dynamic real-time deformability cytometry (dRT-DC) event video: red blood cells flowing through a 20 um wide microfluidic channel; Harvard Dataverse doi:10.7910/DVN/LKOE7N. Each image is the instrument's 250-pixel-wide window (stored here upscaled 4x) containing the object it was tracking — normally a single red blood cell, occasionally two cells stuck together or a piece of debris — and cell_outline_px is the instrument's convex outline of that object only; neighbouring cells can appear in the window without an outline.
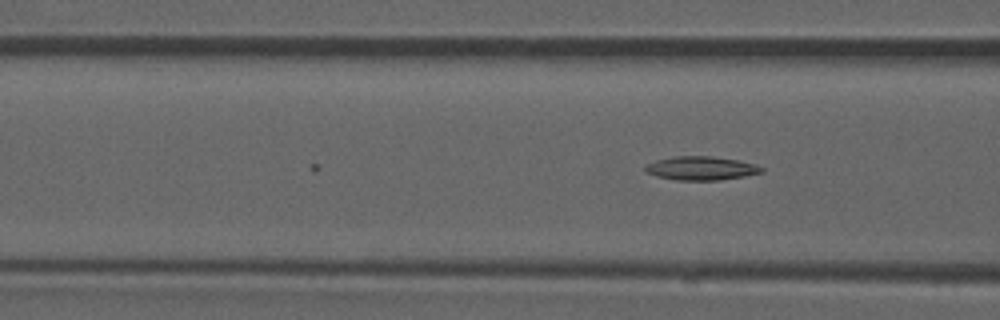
{"species": "common noctule bat (a hibernating species)", "species_latin": "Nyctalus noctula", "temperature_condition": "room temperature", "stored_images_in_passage": 5, "camera_frame_rate_fps": 3000, "um_per_image_px": 0.085, "animal": {"sex": "male", "forearm_length_mm": 52.5}, "frame": {"image": 1, "passage_image": 5, "time_ms": 1.333, "image_size_px": [1000, 320], "cell_outline_px": [[764, 172], [744, 176], [720, 180], [676, 180], [656, 176], [644, 172], [644, 164], [656, 160], [672, 156], [712, 156], [736, 160], [756, 164], [764, 168]], "centroid_in_image_um": [59.55, 14.3], "position_along_channel_um": 107.0, "area_um2": 16.24}}